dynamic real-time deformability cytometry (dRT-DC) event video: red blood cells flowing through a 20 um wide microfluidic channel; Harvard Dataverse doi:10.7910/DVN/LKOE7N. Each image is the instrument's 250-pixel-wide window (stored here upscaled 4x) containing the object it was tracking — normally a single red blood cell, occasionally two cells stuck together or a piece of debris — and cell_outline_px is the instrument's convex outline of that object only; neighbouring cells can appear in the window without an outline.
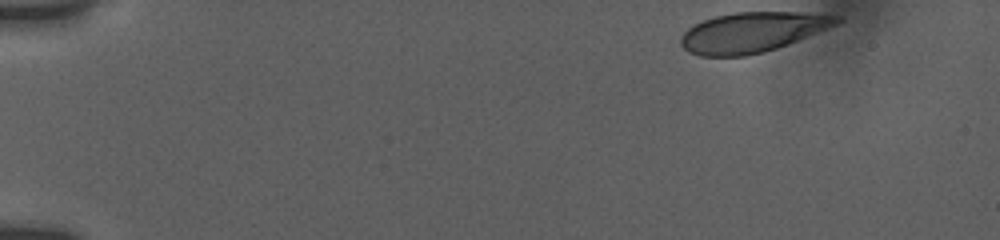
{"species": "human", "species_latin": "Homo sapiens", "temperature_condition": "room temperature", "stored_images_in_passage": 15, "camera_frame_rate_fps": 3000, "um_per_image_px": 0.085, "donor": {"sex": "female"}, "frame": {"image": 1, "passage_image": 1, "time_ms": 0.0, "image_size_px": [1000, 240], "cell_outline_px": [[844, 20], [836, 24], [788, 44], [764, 52], [744, 56], [700, 56], [688, 52], [680, 44], [680, 36], [688, 28], [704, 20], [716, 16], [732, 12], [796, 12], [840, 16]], "centroid_in_image_um": [63.9, 2.74], "position_along_channel_um": 21.1, "area_um2": 36.13}}